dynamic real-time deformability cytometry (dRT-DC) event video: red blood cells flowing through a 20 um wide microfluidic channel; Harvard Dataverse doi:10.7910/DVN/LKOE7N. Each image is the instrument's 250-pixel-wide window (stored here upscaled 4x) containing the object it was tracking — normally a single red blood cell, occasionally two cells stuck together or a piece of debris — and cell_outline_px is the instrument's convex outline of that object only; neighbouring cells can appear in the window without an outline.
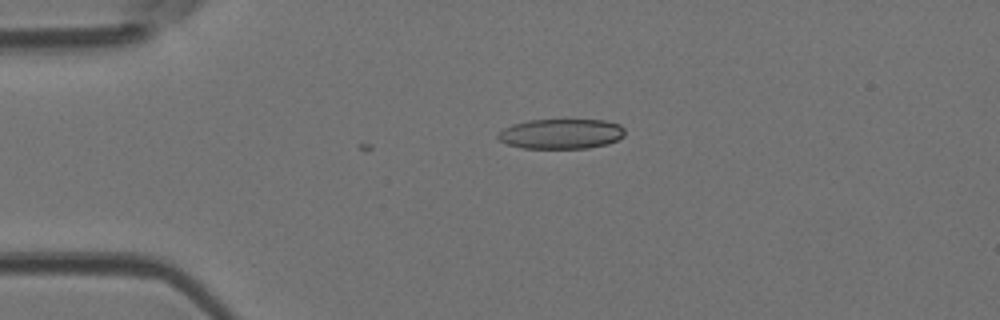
{"species": "Egyptian fruit bat (a non-hibernating species)", "species_latin": "Rousettus aegyptiacus", "temperature_condition": "room temperature", "stored_images_in_passage": 6, "camera_frame_rate_fps": 3000, "um_per_image_px": 0.085, "animal": {"sex": "female"}, "frame": {"image": 1, "passage_image": 4, "time_ms": 1.0, "image_size_px": [1000, 320], "cell_outline_px": [[624, 136], [608, 144], [588, 148], [524, 148], [508, 144], [500, 140], [496, 136], [496, 132], [512, 124], [528, 120], [604, 120], [620, 124], [624, 128]], "centroid_in_image_um": [47.69, 11.37], "position_along_channel_um": 37.3, "area_um2": 22.25}}
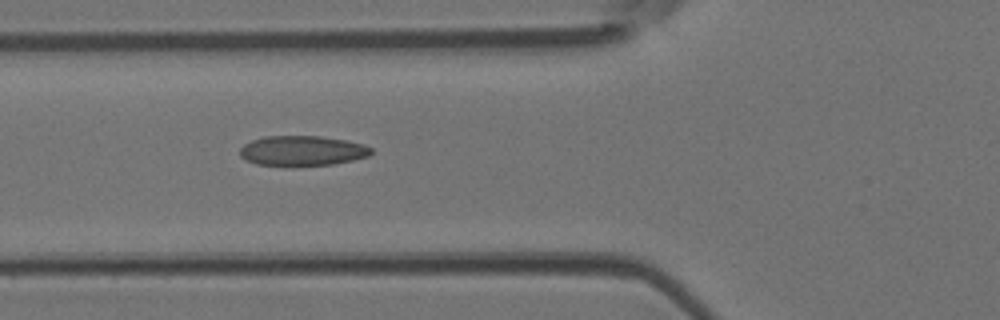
{"frame": {"image": 2, "passage_image": 6, "time_ms": 1.667, "image_size_px": [1000, 320], "cell_outline_px": [[372, 152], [368, 156], [352, 160], [332, 164], [292, 168], [256, 164], [244, 160], [240, 156], [240, 148], [244, 144], [252, 140], [264, 136], [320, 136], [344, 140], [364, 144], [372, 148]], "centroid_in_image_um": [25.64, 12.85], "position_along_channel_um": 100.2, "area_um2": 23.58}}